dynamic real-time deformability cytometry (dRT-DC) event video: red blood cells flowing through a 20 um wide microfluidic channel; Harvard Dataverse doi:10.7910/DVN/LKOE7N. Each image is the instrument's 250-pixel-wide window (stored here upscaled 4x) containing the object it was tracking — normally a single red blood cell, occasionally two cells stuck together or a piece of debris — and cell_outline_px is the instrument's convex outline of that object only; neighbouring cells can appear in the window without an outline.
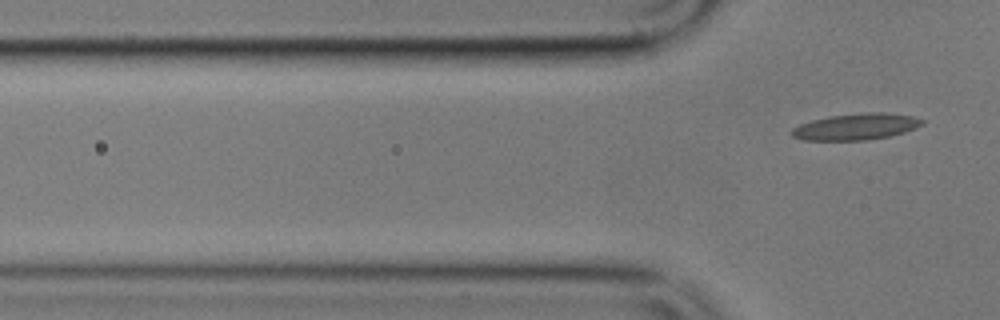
{"species": "common noctule bat (a hibernating species)", "species_latin": "Nyctalus noctula", "temperature_condition": "cold", "stored_images_in_passage": 6, "segment_of_instrument_passage": [2, 2], "camera_frame_rate_fps": 3000, "um_per_image_px": 0.085, "animal": {"sex": "male", "body_mass_g": 17.9}, "frame": {"image": 1, "passage_image": 6, "time_ms": 6.0, "image_size_px": [1000, 320], "cell_outline_px": [[924, 124], [904, 132], [888, 136], [868, 140], [804, 140], [792, 136], [792, 128], [800, 124], [812, 120], [828, 116], [868, 112], [884, 112], [912, 116], [924, 120]], "centroid_in_image_um": [72.76, 10.76], "position_along_channel_um": 53.0, "area_um2": 19.94}}